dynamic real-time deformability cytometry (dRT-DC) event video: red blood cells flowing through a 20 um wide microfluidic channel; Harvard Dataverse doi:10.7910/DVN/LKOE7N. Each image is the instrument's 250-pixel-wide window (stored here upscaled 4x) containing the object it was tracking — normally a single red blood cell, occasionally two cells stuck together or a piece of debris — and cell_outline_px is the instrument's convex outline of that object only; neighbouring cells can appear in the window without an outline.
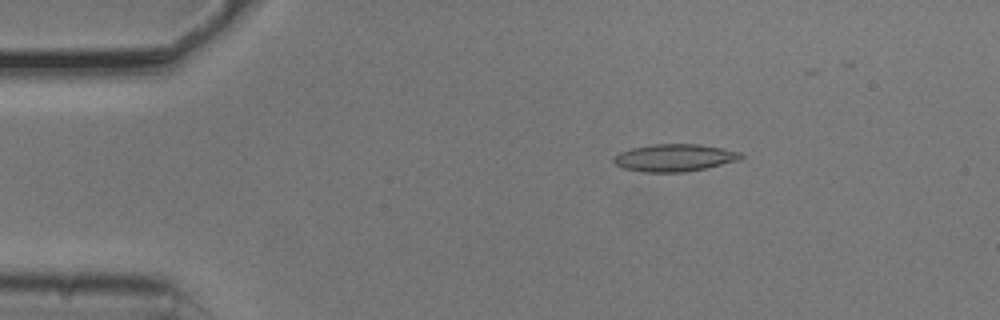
{"species": "common noctule bat (a hibernating species)", "species_latin": "Nyctalus noctula", "temperature_condition": "cold", "stored_images_in_passage": 33, "camera_frame_rate_fps": 3000, "um_per_image_px": 0.085, "animal": {"sex": "male", "body_mass_g": 20.5, "forearm_length_mm": 52.5}, "frame": {"image": 1, "passage_image": 9, "time_ms": 2.667, "image_size_px": [1000, 320], "cell_outline_px": [[744, 156], [740, 160], [704, 168], [684, 172], [640, 172], [624, 168], [616, 164], [612, 160], [620, 152], [632, 148], [652, 144], [700, 144], [724, 148], [744, 152]], "centroid_in_image_um": [57.38, 13.4], "position_along_channel_um": 27.6, "area_um2": 20.35}}
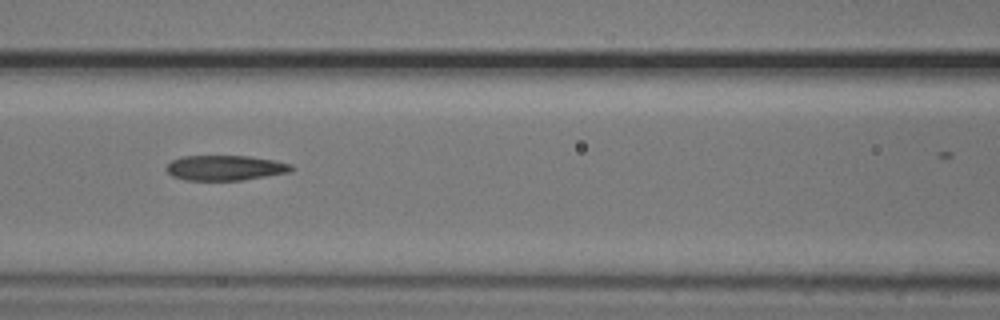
{"frame": {"image": 2, "passage_image": 23, "time_ms": 7.333, "image_size_px": [1000, 320], "cell_outline_px": [[292, 168], [288, 172], [244, 180], [184, 180], [172, 176], [164, 168], [172, 160], [180, 156], [248, 156], [272, 160], [292, 164]], "centroid_in_image_um": [19.08, 14.27], "position_along_channel_um": 147.5, "area_um2": 18.21}}
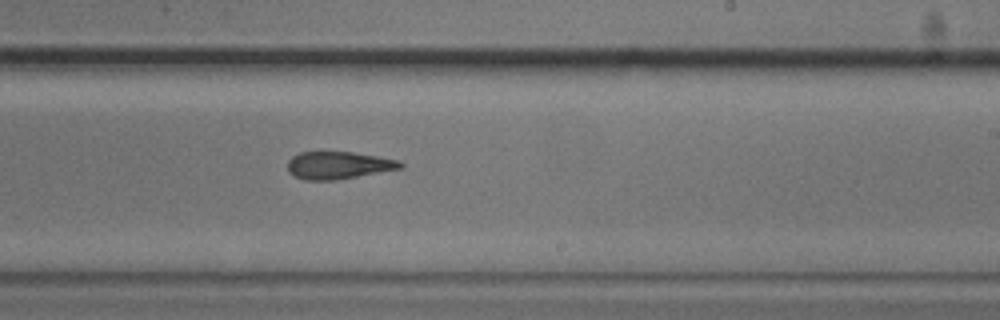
{"frame": {"image": 3, "passage_image": 32, "time_ms": 10.333, "image_size_px": [1000, 320], "cell_outline_px": [[404, 168], [336, 180], [304, 180], [292, 176], [288, 172], [288, 160], [292, 156], [300, 152], [320, 148], [352, 152], [400, 160], [404, 164]], "centroid_in_image_um": [28.71, 14.0], "position_along_channel_um": 260.3, "area_um2": 18.96}}